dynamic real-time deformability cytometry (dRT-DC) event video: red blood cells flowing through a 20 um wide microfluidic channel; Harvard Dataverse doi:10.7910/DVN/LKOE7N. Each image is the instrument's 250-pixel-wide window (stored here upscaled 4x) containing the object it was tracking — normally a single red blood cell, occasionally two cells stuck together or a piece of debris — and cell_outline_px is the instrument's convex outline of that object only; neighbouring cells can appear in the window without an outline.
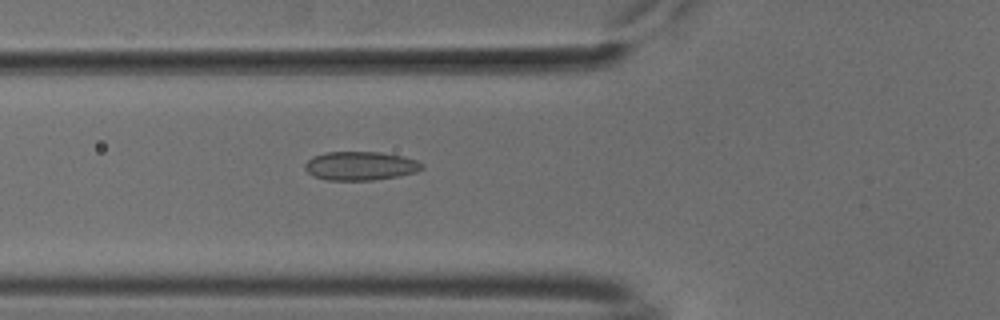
{"species": "common noctule bat (a hibernating species)", "species_latin": "Nyctalus noctula", "temperature_condition": "cold", "stored_images_in_passage": 41, "camera_frame_rate_fps": 3000, "um_per_image_px": 0.085, "animal": {"sex": "male", "body_mass_g": 18.8}, "frame": {"image": 1, "passage_image": 8, "time_ms": 2.333, "image_size_px": [1000, 320], "cell_outline_px": [[424, 168], [416, 172], [400, 176], [372, 180], [328, 180], [312, 176], [304, 168], [304, 164], [312, 156], [324, 152], [380, 152], [400, 156], [416, 160], [424, 164]], "centroid_in_image_um": [30.62, 14.1], "position_along_channel_um": 95.2, "area_um2": 19.71}}
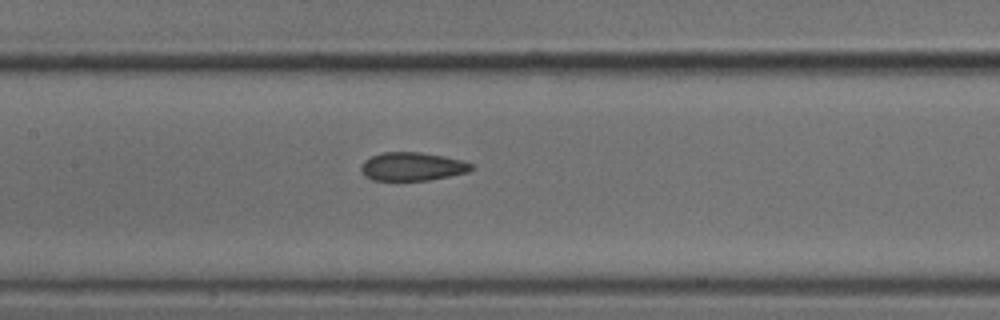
{"frame": {"image": 2, "passage_image": 14, "time_ms": 4.333, "image_size_px": [1000, 320], "cell_outline_px": [[472, 168], [468, 172], [428, 180], [372, 180], [364, 176], [360, 168], [364, 160], [372, 156], [384, 152], [420, 152], [444, 156], [464, 160], [472, 164]], "centroid_in_image_um": [35.03, 14.15], "position_along_channel_um": 172.4, "area_um2": 18.21}}
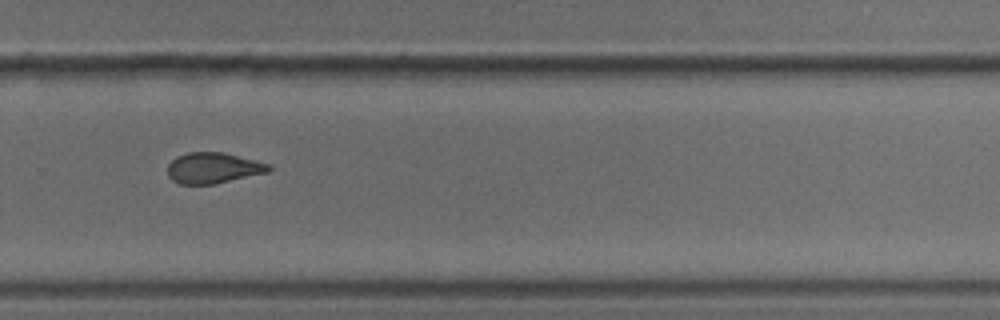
{"frame": {"image": 3, "passage_image": 25, "time_ms": 8.0, "image_size_px": [1000, 320], "cell_outline_px": [[272, 168], [268, 172], [216, 184], [180, 184], [172, 180], [168, 176], [168, 164], [176, 156], [188, 152], [224, 152], [268, 164]], "centroid_in_image_um": [18.09, 14.28], "position_along_channel_um": 311.7, "area_um2": 18.15}, "authors_computed_cell_mechanics": {"area_um2": 18.2648, "velocity_mm_per_s": 3.8056, "shape_relaxation_time_tau1_ms": null, "shape_relaxation_time_tau2_ms": 2.8804, "deformation_change_tau1": null, "deformation_change_tau2": 0.0765}}